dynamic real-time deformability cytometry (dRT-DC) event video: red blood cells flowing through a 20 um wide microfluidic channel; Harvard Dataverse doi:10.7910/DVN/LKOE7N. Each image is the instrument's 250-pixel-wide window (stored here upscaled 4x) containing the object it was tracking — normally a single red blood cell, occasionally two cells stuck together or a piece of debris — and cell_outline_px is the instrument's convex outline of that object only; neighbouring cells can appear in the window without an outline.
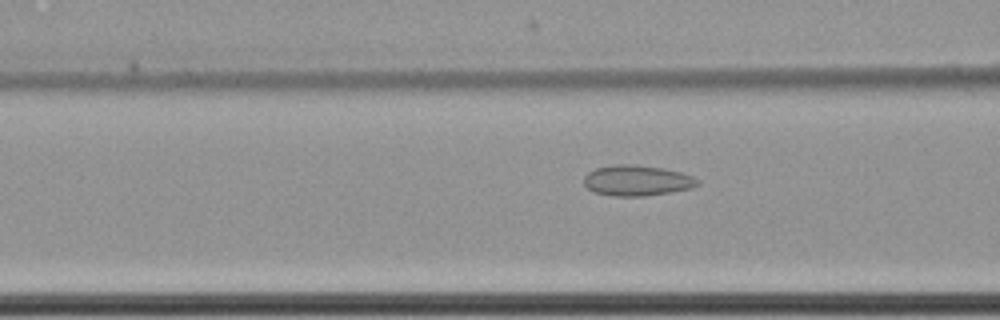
{"species": "common noctule bat (a hibernating species)", "species_latin": "Nyctalus noctula", "temperature_condition": "cold", "stored_images_in_passage": 44, "camera_frame_rate_fps": 3000, "um_per_image_px": 0.085, "animal": {"sex": "female", "body_mass_g": 22.7, "forearm_length_mm": 54.2}, "frame": {"image": 1, "passage_image": 16, "time_ms": 5.0, "image_size_px": [1000, 320], "cell_outline_px": [[700, 184], [692, 188], [644, 196], [612, 196], [592, 192], [584, 184], [584, 176], [588, 172], [596, 168], [612, 164], [636, 164], [664, 168], [680, 172], [692, 176], [700, 180]], "centroid_in_image_um": [54.13, 15.33], "position_along_channel_um": 112.5, "area_um2": 20.46}}
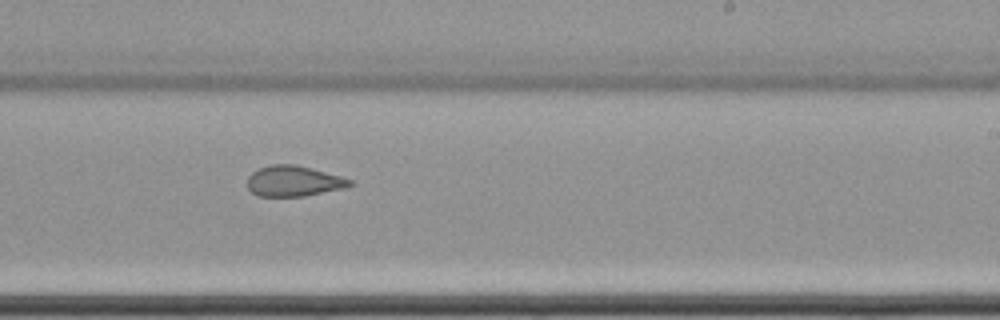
{"frame": {"image": 2, "passage_image": 29, "time_ms": 9.333, "image_size_px": [1000, 320], "cell_outline_px": [[356, 184], [344, 188], [304, 196], [256, 196], [248, 188], [248, 176], [252, 172], [260, 168], [272, 164], [296, 164], [340, 176], [352, 180]], "centroid_in_image_um": [24.97, 15.39], "position_along_channel_um": 264.0, "area_um2": 18.26}}
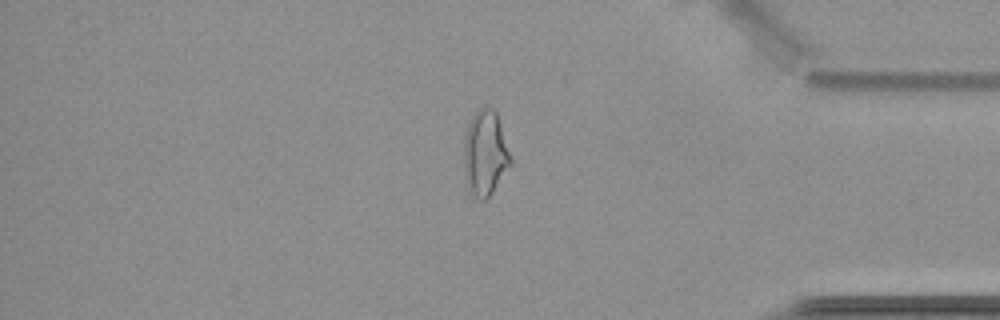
{"frame": {"image": 3, "passage_image": 42, "time_ms": 13.667, "image_size_px": [1000, 320], "cell_outline_px": [[512, 164], [492, 192], [484, 200], [480, 200], [472, 192], [468, 184], [464, 168], [464, 136], [468, 124], [472, 116], [480, 108], [492, 108], [496, 112], [512, 160]], "centroid_in_image_um": [41.24, 13.01], "position_along_channel_um": 394.0, "area_um2": 22.72}, "authors_computed_cell_mechanics": {"area_um2": 20.1144, "velocity_mm_per_s": 3.5042, "shape_relaxation_time_tau1_ms": null, "shape_relaxation_time_tau2_ms": 2.602, "deformation_change_tau1": null, "deformation_change_tau2": 0.1027}}